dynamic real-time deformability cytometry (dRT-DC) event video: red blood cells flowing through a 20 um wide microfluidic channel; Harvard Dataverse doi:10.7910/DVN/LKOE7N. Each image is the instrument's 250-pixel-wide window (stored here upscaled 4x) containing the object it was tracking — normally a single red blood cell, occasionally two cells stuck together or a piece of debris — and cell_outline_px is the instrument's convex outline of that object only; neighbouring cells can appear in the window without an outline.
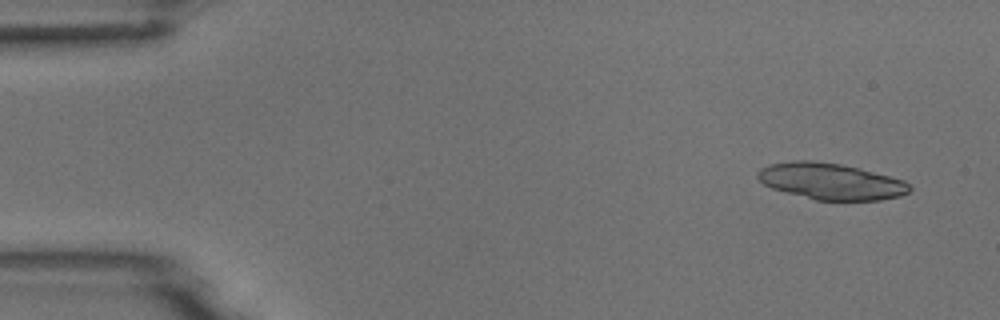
{"species": "common noctule bat (a hibernating species)", "species_latin": "Nyctalus noctula", "temperature_condition": "room temperature", "stored_images_in_passage": 7, "camera_frame_rate_fps": 3000, "um_per_image_px": 0.085, "animal": {"sex": "male", "body_mass_g": 18.8}, "frame": {"image": 1, "passage_image": 1, "time_ms": 0.0, "image_size_px": [1000, 320], "cell_outline_px": [[912, 188], [908, 192], [900, 196], [880, 200], [816, 200], [772, 188], [764, 184], [756, 176], [756, 172], [760, 168], [768, 164], [796, 160], [812, 160], [840, 164], [904, 180]], "centroid_in_image_um": [70.58, 15.41], "position_along_channel_um": 14.4, "area_um2": 31.91}}
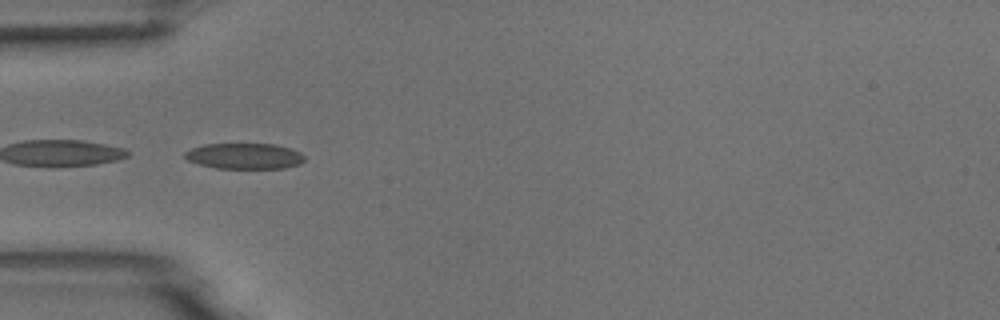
{"frame": {"image": 2, "passage_image": 4, "time_ms": 4.333, "image_size_px": [1000, 320], "cell_outline_px": [[304, 160], [300, 164], [284, 168], [216, 168], [200, 164], [188, 160], [184, 156], [184, 152], [192, 148], [204, 144], [272, 144], [292, 148], [300, 152], [304, 156]], "centroid_in_image_um": [20.79, 13.26], "position_along_channel_um": 64.2, "area_um2": 17.92}}